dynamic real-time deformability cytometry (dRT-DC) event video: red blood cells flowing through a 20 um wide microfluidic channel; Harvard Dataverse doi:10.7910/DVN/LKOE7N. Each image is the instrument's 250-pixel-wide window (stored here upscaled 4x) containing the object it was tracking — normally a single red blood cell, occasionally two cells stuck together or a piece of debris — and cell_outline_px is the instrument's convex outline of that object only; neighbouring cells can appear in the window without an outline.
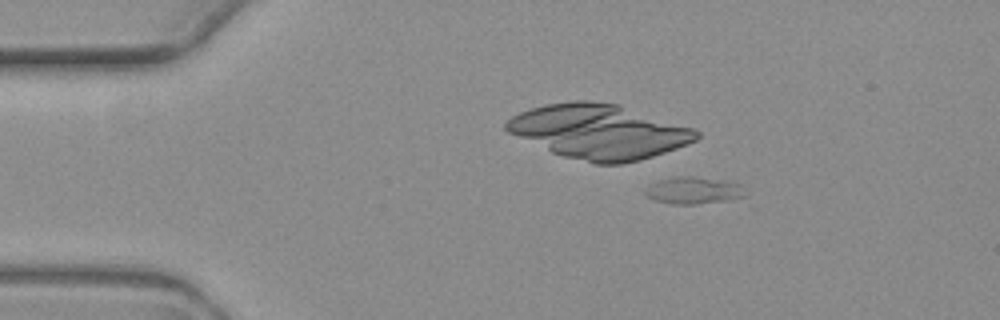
{"species": "common noctule bat (a hibernating species)", "species_latin": "Nyctalus noctula", "temperature_condition": "warm", "stored_images_in_passage": 3, "camera_frame_rate_fps": 3000, "um_per_image_px": 0.085, "animal": {"sex": "female", "body_mass_g": 19.3, "forearm_length_mm": 54.1}, "frame": {"image": 1, "passage_image": 2, "time_ms": 1.333, "image_size_px": [1000, 320], "cell_outline_px": [[744, 196], [728, 200], [696, 204], [672, 204], [656, 200], [648, 196], [644, 192], [644, 188], [660, 180], [676, 176], [688, 176], [716, 180], [740, 184]], "centroid_in_image_um": [58.88, 16.2], "position_along_channel_um": 26.1, "area_um2": 15.2}}